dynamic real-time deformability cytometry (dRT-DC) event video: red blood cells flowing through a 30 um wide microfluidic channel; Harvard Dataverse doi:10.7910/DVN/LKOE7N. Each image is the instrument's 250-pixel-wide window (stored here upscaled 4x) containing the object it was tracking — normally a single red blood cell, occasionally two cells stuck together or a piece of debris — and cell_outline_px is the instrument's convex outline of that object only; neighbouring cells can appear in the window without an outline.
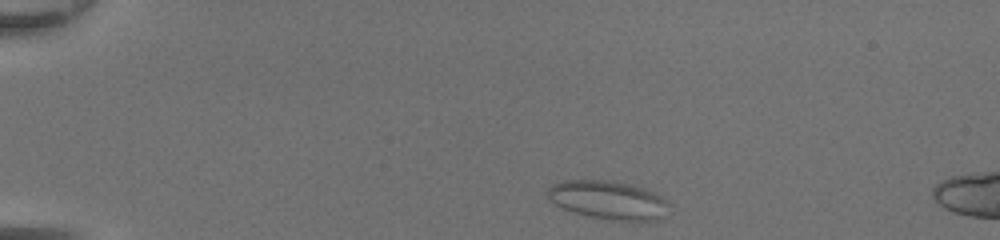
{"species": "common noctule bat (a hibernating species)", "species_latin": "Nyctalus noctula", "temperature_condition": "room temperature", "stored_images_in_passage": 6, "camera_frame_rate_fps": 3000, "um_per_image_px": 0.085, "animal": {"sex": "female", "body_mass_g": 20.0, "forearm_length_mm": 54.0}, "frame": {"image": 1, "passage_image": 1, "time_ms": 0.0, "image_size_px": [1000, 240], "cell_outline_px": [[672, 204], [656, 220], [608, 220], [588, 216], [572, 212], [556, 204], [548, 196], [548, 188], [552, 184], [564, 180], [612, 180], [636, 184], [656, 192], [668, 200]], "centroid_in_image_um": [51.74, 16.97], "position_along_channel_um": 33.3, "area_um2": 27.51}}